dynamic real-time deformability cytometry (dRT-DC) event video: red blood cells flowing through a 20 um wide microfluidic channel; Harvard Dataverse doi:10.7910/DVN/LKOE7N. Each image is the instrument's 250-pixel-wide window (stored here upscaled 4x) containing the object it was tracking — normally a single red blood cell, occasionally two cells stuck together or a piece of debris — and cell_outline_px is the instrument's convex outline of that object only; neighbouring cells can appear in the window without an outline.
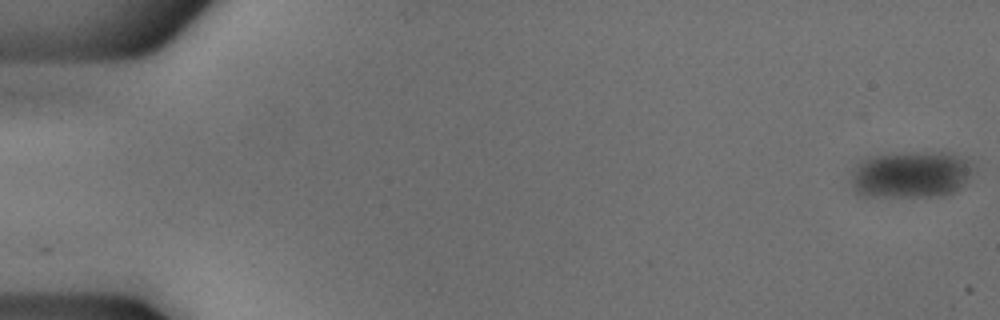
{"species": "common noctule bat (a hibernating species)", "species_latin": "Nyctalus noctula", "temperature_condition": "cold", "stored_images_in_passage": 54, "camera_frame_rate_fps": 3000, "um_per_image_px": 0.085, "animal": {"sex": "male", "body_mass_g": 18.8}, "frame": {"image": 1, "passage_image": 1, "time_ms": 0.0, "image_size_px": [1000, 320], "cell_outline_px": [[972, 168], [968, 180], [960, 188], [952, 192], [940, 196], [864, 196], [856, 192], [852, 188], [852, 176], [856, 164], [872, 156], [912, 152], [948, 152], [964, 156], [972, 164]], "centroid_in_image_um": [77.46, 14.83], "position_along_channel_um": 7.5, "area_um2": 33.29}}
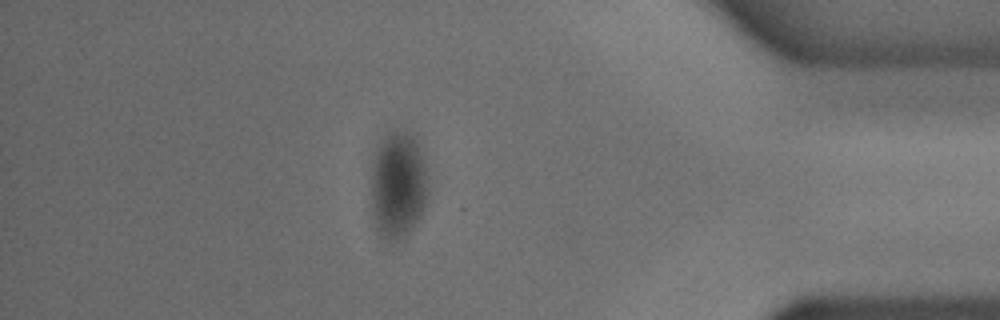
{"frame": {"image": 2, "passage_image": 47, "time_ms": 15.333, "image_size_px": [1000, 320], "cell_outline_px": [[428, 196], [424, 208], [420, 216], [404, 240], [388, 244], [380, 236], [376, 228], [372, 216], [372, 160], [380, 136], [388, 128], [412, 132], [420, 144], [424, 160], [428, 180]], "centroid_in_image_um": [33.83, 15.69], "position_along_channel_um": 401.4, "area_um2": 37.28}}
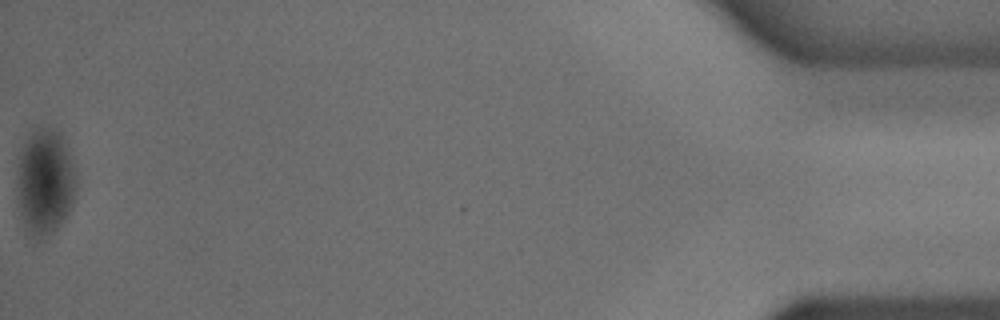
{"frame": {"image": 3, "passage_image": 54, "time_ms": 17.667, "image_size_px": [1000, 320], "cell_outline_px": [[76, 184], [72, 200], [68, 212], [56, 228], [52, 232], [36, 244], [28, 236], [24, 228], [16, 204], [16, 168], [20, 148], [32, 124], [52, 128], [60, 132], [68, 152], [72, 164], [76, 180]], "centroid_in_image_um": [3.71, 15.45], "position_along_channel_um": 431.5, "area_um2": 37.97}}